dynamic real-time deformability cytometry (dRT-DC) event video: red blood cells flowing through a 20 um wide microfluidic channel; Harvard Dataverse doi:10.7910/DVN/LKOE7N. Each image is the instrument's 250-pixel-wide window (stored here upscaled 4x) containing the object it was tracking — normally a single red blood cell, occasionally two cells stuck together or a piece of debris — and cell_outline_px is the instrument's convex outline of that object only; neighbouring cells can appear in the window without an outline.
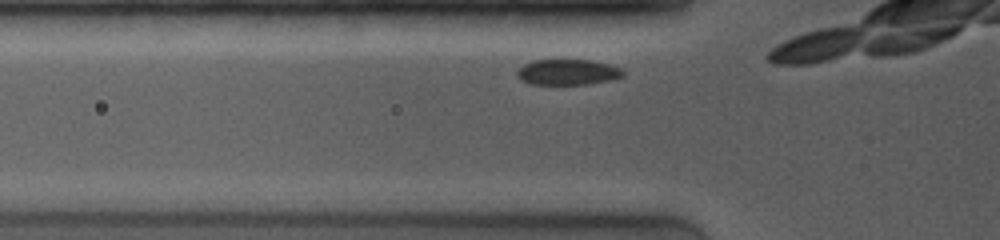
{"species": "common noctule bat (a hibernating species)", "species_latin": "Nyctalus noctula", "temperature_condition": "room temperature", "stored_images_in_passage": 3, "camera_frame_rate_fps": 4000, "um_per_image_px": 0.085, "animal": {"sex": "female", "body_mass_g": 19.0, "forearm_length_mm": 53.3}, "frame": {"image": 1, "passage_image": 2, "time_ms": 0.25, "image_size_px": [1000, 240], "cell_outline_px": [[624, 76], [608, 80], [588, 84], [528, 84], [520, 80], [516, 76], [516, 72], [524, 64], [532, 60], [592, 60], [608, 64], [620, 68], [624, 72]], "centroid_in_image_um": [48.21, 6.13], "position_along_channel_um": 77.6, "area_um2": 15.84}}